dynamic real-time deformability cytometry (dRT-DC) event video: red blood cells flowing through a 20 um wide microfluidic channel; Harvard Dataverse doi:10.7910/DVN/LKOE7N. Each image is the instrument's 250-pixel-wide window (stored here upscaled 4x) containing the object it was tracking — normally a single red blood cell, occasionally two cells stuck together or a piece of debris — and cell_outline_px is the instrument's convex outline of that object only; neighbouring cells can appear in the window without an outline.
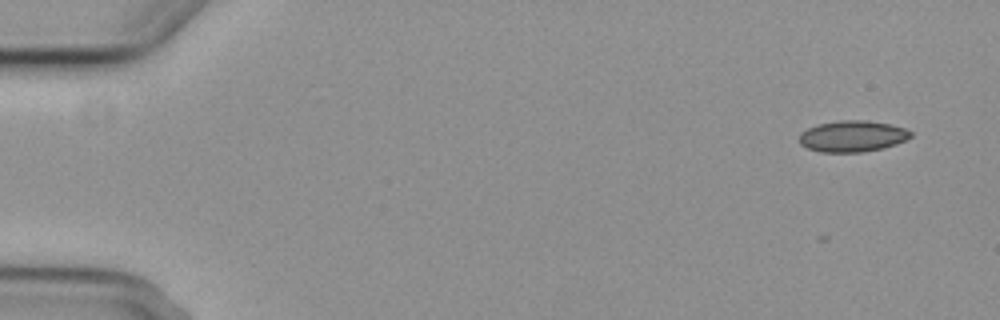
{"species": "common noctule bat (a hibernating species)", "species_latin": "Nyctalus noctula", "temperature_condition": "cold", "stored_images_in_passage": 4, "camera_frame_rate_fps": 3000, "um_per_image_px": 0.085, "animal": {"sex": "female", "body_mass_g": 29.2, "forearm_length_mm": 56.3}, "frame": {"image": 1, "passage_image": 1, "time_ms": 0.0, "image_size_px": [1000, 320], "cell_outline_px": [[912, 136], [896, 144], [884, 148], [860, 152], [820, 152], [808, 148], [800, 144], [800, 132], [808, 128], [820, 124], [840, 120], [864, 120], [888, 124], [904, 128], [912, 132]], "centroid_in_image_um": [72.45, 11.58], "position_along_channel_um": 12.5, "area_um2": 20.11}}